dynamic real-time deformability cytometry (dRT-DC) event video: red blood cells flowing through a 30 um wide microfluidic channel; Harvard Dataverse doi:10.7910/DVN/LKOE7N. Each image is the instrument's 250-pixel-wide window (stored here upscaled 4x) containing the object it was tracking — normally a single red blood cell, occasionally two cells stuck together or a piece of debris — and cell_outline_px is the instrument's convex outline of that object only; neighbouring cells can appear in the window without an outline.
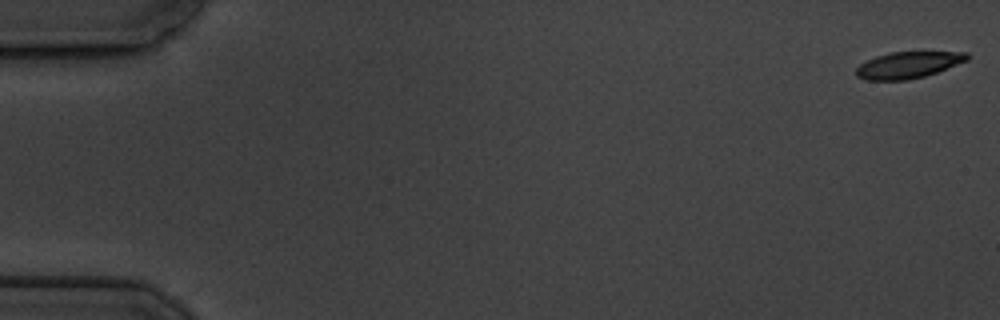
{"species": "common noctule bat (a hibernating species)", "species_latin": "Nyctalus noctula", "temperature_condition": "cold", "stored_images_in_passage": 5, "camera_frame_rate_fps": 3000, "um_per_image_px": 0.085, "animal": {"sex": "male", "body_mass_g": 19.5, "forearm_length_mm": 54.6}, "frame": {"image": 1, "passage_image": 1, "time_ms": 0.0, "image_size_px": [1000, 320], "cell_outline_px": [[968, 60], [936, 72], [924, 76], [908, 80], [868, 80], [856, 76], [856, 68], [860, 64], [876, 56], [888, 52], [968, 52]], "centroid_in_image_um": [77.17, 5.52], "position_along_channel_um": 7.8, "area_um2": 16.99}}
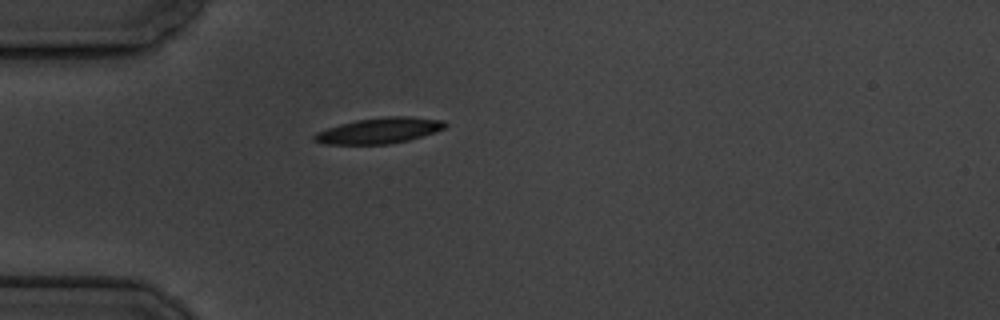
{"frame": {"image": 2, "passage_image": 5, "time_ms": 5.333, "image_size_px": [1000, 320], "cell_outline_px": [[448, 124], [444, 128], [436, 132], [408, 140], [388, 144], [324, 144], [312, 140], [312, 136], [316, 132], [340, 124], [356, 120], [384, 116], [412, 116], [444, 120]], "centroid_in_image_um": [32.25, 11.09], "position_along_channel_um": 52.8, "area_um2": 19.77}}